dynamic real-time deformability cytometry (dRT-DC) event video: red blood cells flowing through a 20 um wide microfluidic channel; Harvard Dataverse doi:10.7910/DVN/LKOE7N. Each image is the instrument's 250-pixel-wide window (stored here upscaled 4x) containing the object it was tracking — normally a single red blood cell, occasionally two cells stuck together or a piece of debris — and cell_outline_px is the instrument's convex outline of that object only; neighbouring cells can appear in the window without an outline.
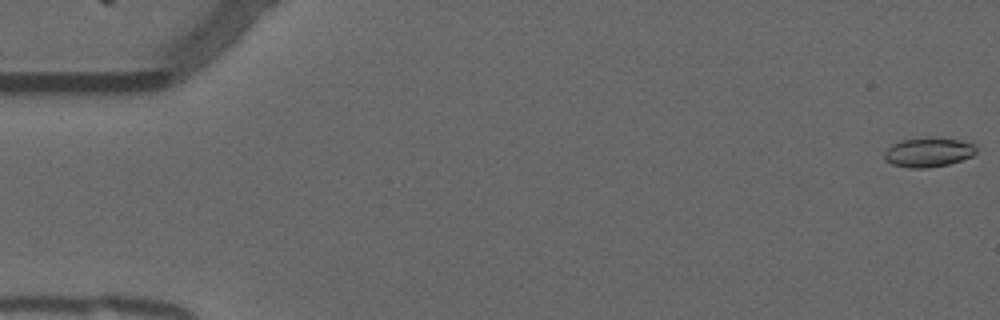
{"species": "common noctule bat (a hibernating species)", "species_latin": "Nyctalus noctula", "temperature_condition": "warm", "stored_images_in_passage": 9, "camera_frame_rate_fps": 3000, "um_per_image_px": 0.085, "animal": {"sex": "male", "forearm_length_mm": 52.5}, "frame": {"image": 1, "passage_image": 1, "time_ms": 0.0, "image_size_px": [1000, 320], "cell_outline_px": [[976, 152], [972, 156], [948, 164], [924, 168], [908, 168], [892, 164], [884, 160], [884, 152], [892, 144], [904, 140], [960, 140], [976, 144]], "centroid_in_image_um": [78.9, 12.99], "position_along_channel_um": 6.1, "area_um2": 15.03}}